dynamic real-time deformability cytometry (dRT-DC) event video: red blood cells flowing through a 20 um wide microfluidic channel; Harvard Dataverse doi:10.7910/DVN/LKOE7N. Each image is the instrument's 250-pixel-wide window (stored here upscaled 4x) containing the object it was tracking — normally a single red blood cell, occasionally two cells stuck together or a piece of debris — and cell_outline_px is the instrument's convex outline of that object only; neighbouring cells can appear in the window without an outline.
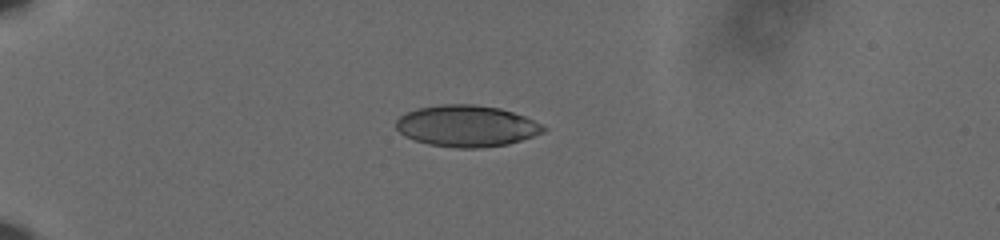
{"species": "human", "species_latin": "Homo sapiens", "temperature_condition": "cold", "stored_images_in_passage": 16, "camera_frame_rate_fps": 3000, "um_per_image_px": 0.085, "donor": {"sex": "male"}, "frame": {"image": 1, "passage_image": 1, "time_ms": 0.0, "image_size_px": [1000, 240], "cell_outline_px": [[548, 128], [544, 132], [508, 144], [480, 148], [456, 148], [428, 144], [404, 136], [396, 128], [396, 120], [400, 116], [416, 108], [444, 104], [472, 104], [500, 108], [524, 116]], "centroid_in_image_um": [39.64, 10.71], "position_along_channel_um": 45.4, "area_um2": 35.43}}
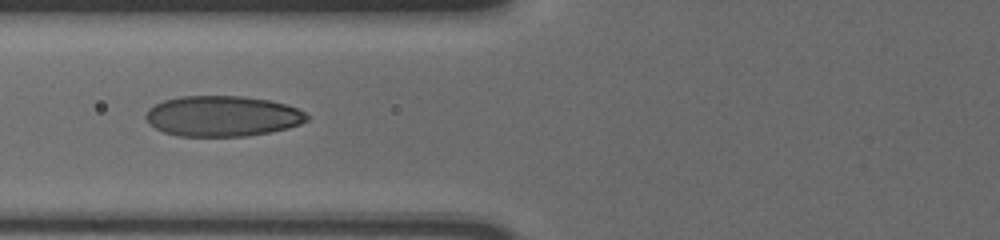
{"frame": {"image": 2, "passage_image": 10, "time_ms": 3.0, "image_size_px": [1000, 240], "cell_outline_px": [[308, 120], [300, 124], [288, 128], [268, 132], [244, 136], [180, 136], [164, 132], [148, 124], [144, 116], [148, 108], [164, 100], [180, 96], [244, 96], [268, 100], [284, 104], [296, 108], [304, 112], [308, 116]], "centroid_in_image_um": [18.87, 9.87], "position_along_channel_um": 106.9, "area_um2": 38.03}}
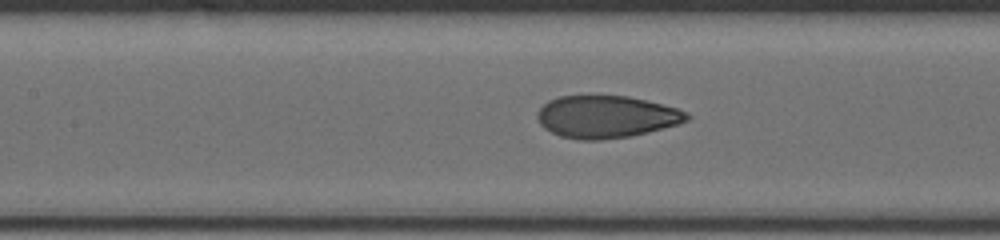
{"frame": {"image": 3, "passage_image": 14, "time_ms": 4.333, "image_size_px": [1000, 240], "cell_outline_px": [[692, 116], [688, 120], [676, 124], [648, 132], [628, 136], [600, 140], [580, 140], [560, 136], [544, 128], [540, 124], [536, 116], [536, 112], [548, 100], [560, 96], [628, 96], [676, 108], [688, 112]], "centroid_in_image_um": [51.5, 9.92], "position_along_channel_um": 155.9, "area_um2": 36.65}}